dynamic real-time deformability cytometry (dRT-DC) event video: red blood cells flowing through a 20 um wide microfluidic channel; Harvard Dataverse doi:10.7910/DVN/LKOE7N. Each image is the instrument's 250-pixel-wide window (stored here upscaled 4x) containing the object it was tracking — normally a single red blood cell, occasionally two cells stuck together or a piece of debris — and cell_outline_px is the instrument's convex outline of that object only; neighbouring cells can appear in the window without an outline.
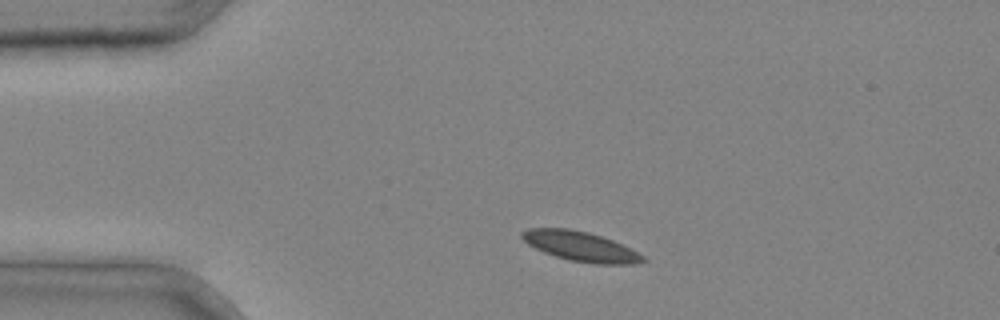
{"species": "common noctule bat (a hibernating species)", "species_latin": "Nyctalus noctula", "temperature_condition": "cold", "stored_images_in_passage": 3, "segment_of_instrument_passage": [1, 2], "camera_frame_rate_fps": 3000, "um_per_image_px": 0.085, "animal": {"sex": "male", "body_mass_g": 20.4}, "frame": {"image": 1, "passage_image": 1, "time_ms": 0.0, "image_size_px": [1000, 320], "cell_outline_px": [[648, 260], [636, 264], [596, 264], [568, 260], [544, 252], [528, 244], [520, 236], [520, 232], [528, 228], [568, 228], [588, 232], [612, 240], [644, 256]], "centroid_in_image_um": [49.33, 20.94], "position_along_channel_um": 35.7, "area_um2": 20.81}}